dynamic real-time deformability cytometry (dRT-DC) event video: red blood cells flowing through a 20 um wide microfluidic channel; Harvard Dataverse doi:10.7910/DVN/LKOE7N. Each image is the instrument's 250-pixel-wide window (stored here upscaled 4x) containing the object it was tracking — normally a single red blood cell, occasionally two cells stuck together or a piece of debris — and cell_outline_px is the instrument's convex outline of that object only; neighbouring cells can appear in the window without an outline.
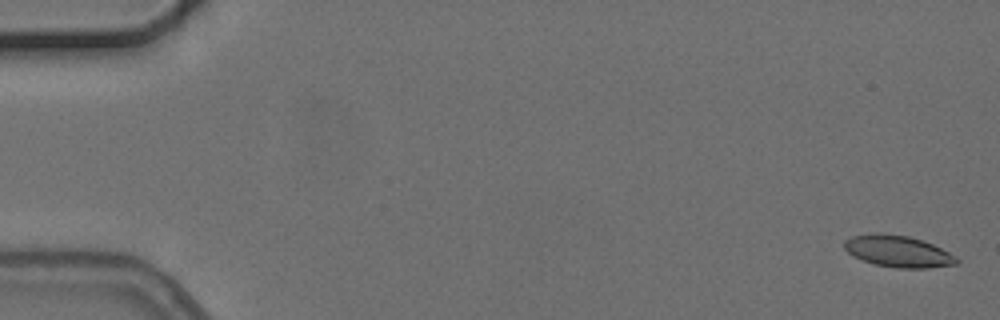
{"species": "common noctule bat (a hibernating species)", "species_latin": "Nyctalus noctula", "temperature_condition": "cold", "stored_images_in_passage": 4, "camera_frame_rate_fps": 3000, "um_per_image_px": 0.085, "animal": {"sex": "female", "body_mass_g": 24.6, "forearm_length_mm": 56.2}, "frame": {"image": 1, "passage_image": 1, "time_ms": 0.0, "image_size_px": [1000, 320], "cell_outline_px": [[960, 260], [956, 264], [928, 268], [896, 268], [876, 264], [852, 256], [844, 248], [844, 240], [852, 236], [880, 232], [908, 236], [932, 244], [956, 256]], "centroid_in_image_um": [76.32, 21.36], "position_along_channel_um": 8.7, "area_um2": 20.58}}
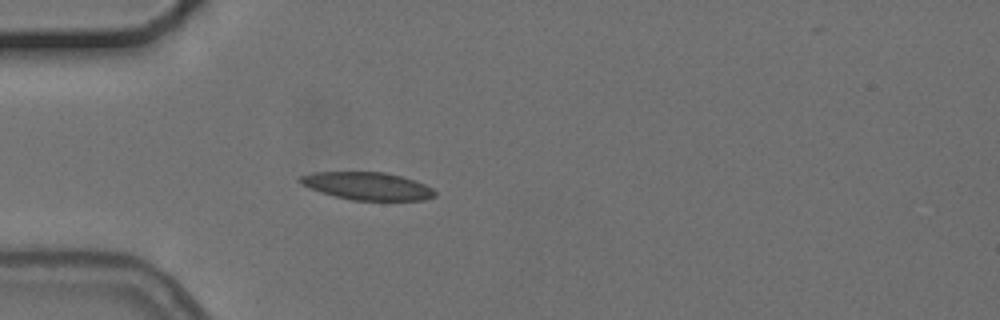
{"frame": {"image": 2, "passage_image": 4, "time_ms": 5.0, "image_size_px": [1000, 320], "cell_outline_px": [[436, 196], [424, 200], [352, 200], [320, 192], [296, 180], [300, 176], [312, 172], [384, 172], [400, 176], [424, 184], [432, 188], [436, 192]], "centroid_in_image_um": [31.23, 15.81], "position_along_channel_um": 53.8, "area_um2": 21.5}}